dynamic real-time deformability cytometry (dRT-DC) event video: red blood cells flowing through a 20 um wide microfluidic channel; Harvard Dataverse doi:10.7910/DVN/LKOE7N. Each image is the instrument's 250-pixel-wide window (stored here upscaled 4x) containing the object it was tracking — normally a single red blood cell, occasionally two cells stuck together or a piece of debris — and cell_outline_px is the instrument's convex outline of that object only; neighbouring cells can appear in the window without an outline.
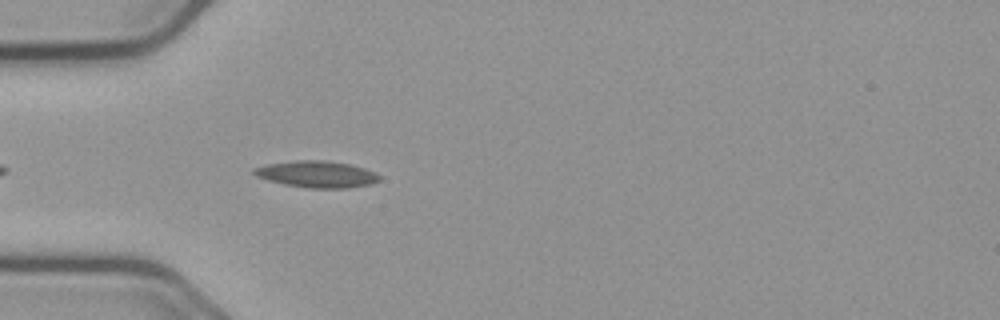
{"species": "common noctule bat (a hibernating species)", "species_latin": "Nyctalus noctula", "temperature_condition": "cold", "stored_images_in_passage": 44, "camera_frame_rate_fps": 3000, "um_per_image_px": 0.085, "animal": {"sex": "male", "body_mass_g": 23.1, "forearm_length_mm": 52.7}, "frame": {"image": 1, "passage_image": 5, "time_ms": 1.333, "image_size_px": [1000, 320], "cell_outline_px": [[380, 180], [368, 184], [348, 188], [308, 188], [284, 184], [268, 180], [256, 176], [252, 172], [252, 168], [268, 164], [296, 160], [324, 160], [348, 164], [364, 168], [380, 176]], "centroid_in_image_um": [26.88, 14.81], "position_along_channel_um": 58.1, "area_um2": 19.25}}
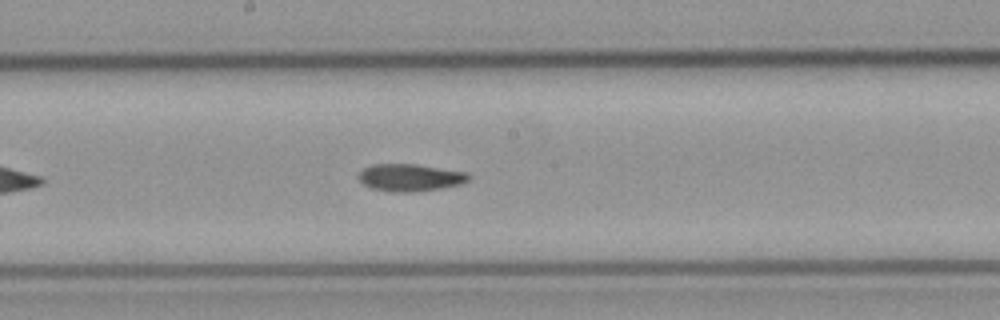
{"frame": {"image": 2, "passage_image": 18, "time_ms": 5.667, "image_size_px": [1000, 320], "cell_outline_px": [[472, 176], [468, 180], [460, 184], [440, 188], [412, 192], [392, 192], [372, 188], [364, 184], [360, 180], [360, 172], [364, 168], [372, 164], [416, 164], [464, 172]], "centroid_in_image_um": [34.85, 15.09], "position_along_channel_um": 213.3, "area_um2": 17.22}}
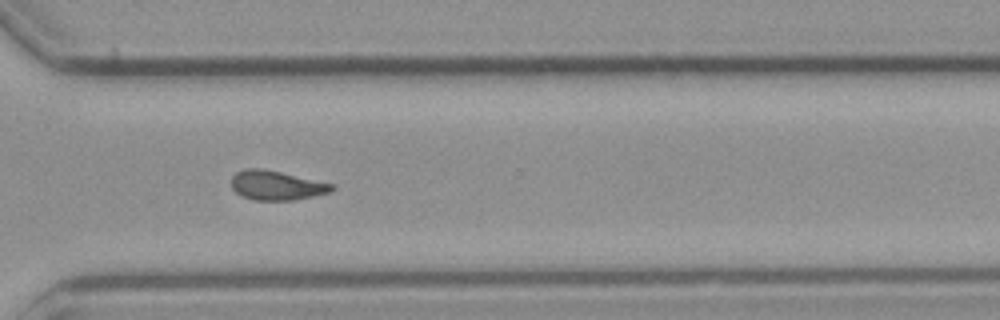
{"frame": {"image": 3, "passage_image": 29, "time_ms": 9.333, "image_size_px": [1000, 320], "cell_outline_px": [[336, 188], [328, 192], [312, 196], [292, 200], [252, 200], [236, 192], [232, 188], [232, 176], [236, 172], [244, 168], [260, 168], [280, 172], [336, 184]], "centroid_in_image_um": [23.5, 15.75], "position_along_channel_um": 347.1, "area_um2": 17.11}, "authors_computed_cell_mechanics": {"area_um2": 17.1666, "velocity_mm_per_s": 3.6577, "shape_relaxation_time_tau1_ms": null, "shape_relaxation_time_tau2_ms": 7.0884, "deformation_change_tau1": null, "deformation_change_tau2": 0.1473}}